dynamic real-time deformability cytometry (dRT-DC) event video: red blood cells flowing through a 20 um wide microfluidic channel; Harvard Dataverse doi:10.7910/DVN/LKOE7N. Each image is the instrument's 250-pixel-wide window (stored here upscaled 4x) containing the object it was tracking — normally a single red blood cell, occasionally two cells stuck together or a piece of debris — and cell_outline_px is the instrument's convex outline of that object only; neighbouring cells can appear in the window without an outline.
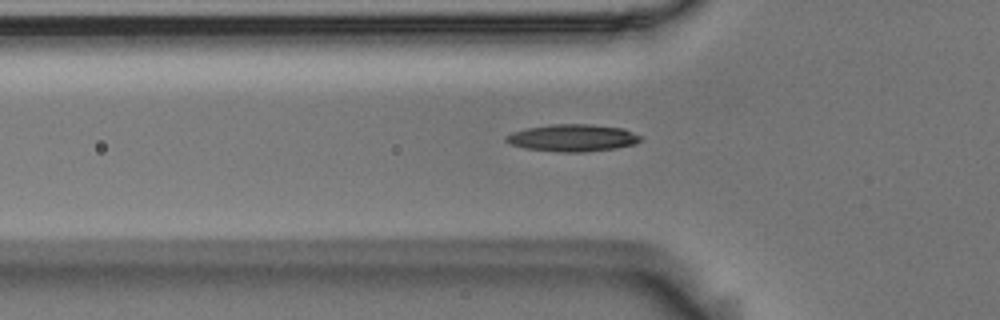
{"species": "Egyptian fruit bat (a non-hibernating species)", "species_latin": "Rousettus aegyptiacus", "temperature_condition": "room temperature", "stored_images_in_passage": 35, "camera_frame_rate_fps": 3000, "um_per_image_px": 0.085, "animal": {"sex": "male"}, "frame": {"image": 1, "passage_image": 3, "time_ms": 0.667, "image_size_px": [1000, 320], "cell_outline_px": [[640, 140], [636, 144], [616, 148], [584, 152], [560, 152], [524, 148], [512, 144], [504, 140], [504, 136], [512, 132], [528, 128], [552, 124], [588, 124], [624, 128], [640, 136]], "centroid_in_image_um": [48.66, 11.72], "position_along_channel_um": 77.1, "area_um2": 21.21}}
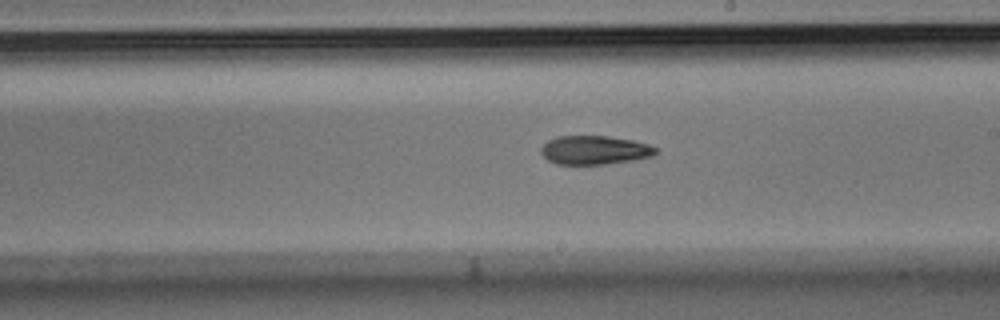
{"frame": {"image": 2, "passage_image": 16, "time_ms": 5.0, "image_size_px": [1000, 320], "cell_outline_px": [[660, 152], [652, 156], [636, 160], [604, 164], [556, 164], [548, 160], [540, 152], [540, 148], [548, 140], [556, 136], [608, 136], [632, 140], [648, 144], [660, 148]], "centroid_in_image_um": [50.58, 12.75], "position_along_channel_um": 238.4, "area_um2": 19.48}}
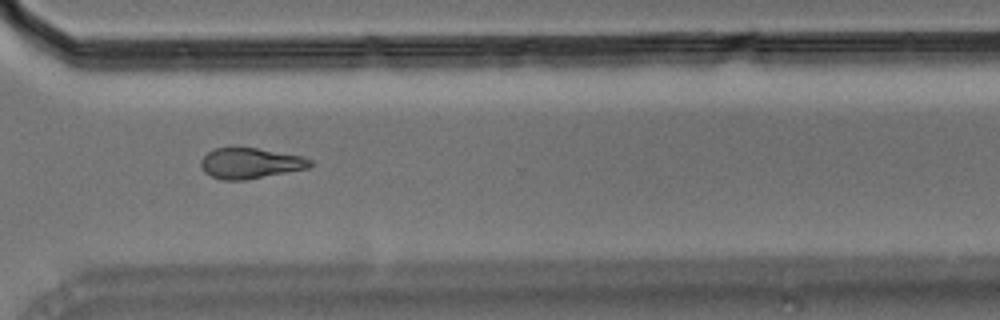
{"frame": {"image": 3, "passage_image": 25, "time_ms": 8.0, "image_size_px": [1000, 320], "cell_outline_px": [[312, 164], [308, 168], [244, 180], [224, 180], [212, 176], [204, 172], [200, 164], [200, 160], [208, 152], [216, 148], [256, 148], [304, 156], [312, 160]], "centroid_in_image_um": [21.28, 13.87], "position_along_channel_um": 349.3, "area_um2": 19.31}, "authors_computed_cell_mechanics": {"area_um2": 19.8832, "velocity_mm_per_s": 3.7016, "shape_relaxation_time_tau1_ms": 8.838, "shape_relaxation_time_tau2_ms": 7.7046, "deformation_change_tau1": 0.1637, "deformation_change_tau2": 0.1793}}